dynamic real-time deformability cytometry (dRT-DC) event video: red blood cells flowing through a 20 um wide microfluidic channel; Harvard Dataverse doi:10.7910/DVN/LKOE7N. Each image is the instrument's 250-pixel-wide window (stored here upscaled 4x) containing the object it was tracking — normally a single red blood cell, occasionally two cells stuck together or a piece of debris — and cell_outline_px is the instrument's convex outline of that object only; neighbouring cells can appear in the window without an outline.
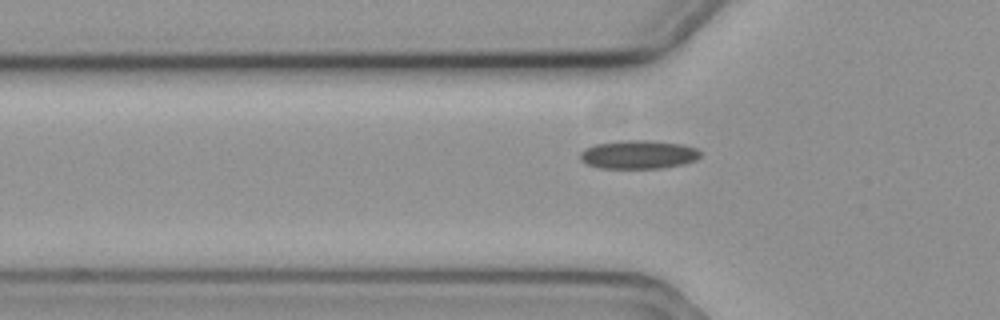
{"species": "common noctule bat (a hibernating species)", "species_latin": "Nyctalus noctula", "temperature_condition": "cold", "stored_images_in_passage": 41, "camera_frame_rate_fps": 3000, "um_per_image_px": 0.085, "animal": {"sex": "female", "body_mass_g": 19.3, "forearm_length_mm": 54.1}, "frame": {"image": 1, "passage_image": 8, "time_ms": 2.333, "image_size_px": [1000, 320], "cell_outline_px": [[700, 156], [696, 160], [684, 164], [660, 168], [600, 168], [584, 164], [580, 160], [580, 152], [584, 148], [596, 144], [616, 140], [644, 140], [684, 144], [696, 148], [700, 152]], "centroid_in_image_um": [54.23, 13.13], "position_along_channel_um": 71.6, "area_um2": 20.23}}
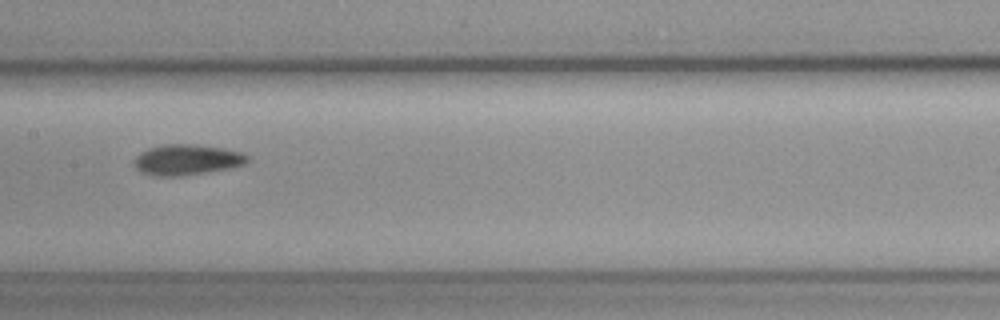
{"frame": {"image": 2, "passage_image": 18, "time_ms": 5.667, "image_size_px": [1000, 320], "cell_outline_px": [[252, 156], [244, 164], [228, 168], [180, 176], [152, 176], [140, 172], [132, 164], [136, 156], [140, 152], [148, 148], [160, 144], [192, 144], [224, 148], [244, 152]], "centroid_in_image_um": [15.86, 13.57], "position_along_channel_um": 191.5, "area_um2": 20.46}}
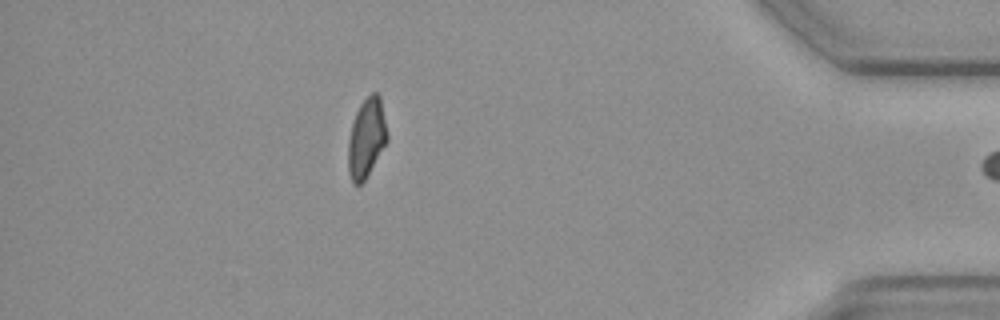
{"frame": {"image": 3, "passage_image": 40, "time_ms": 13.0, "image_size_px": [1000, 320], "cell_outline_px": [[388, 140], [364, 180], [360, 184], [352, 184], [348, 172], [348, 140], [352, 124], [356, 112], [360, 104], [372, 92], [376, 92], [380, 96], [388, 136]], "centroid_in_image_um": [31.14, 11.73], "position_along_channel_um": 404.1, "area_um2": 17.86}}